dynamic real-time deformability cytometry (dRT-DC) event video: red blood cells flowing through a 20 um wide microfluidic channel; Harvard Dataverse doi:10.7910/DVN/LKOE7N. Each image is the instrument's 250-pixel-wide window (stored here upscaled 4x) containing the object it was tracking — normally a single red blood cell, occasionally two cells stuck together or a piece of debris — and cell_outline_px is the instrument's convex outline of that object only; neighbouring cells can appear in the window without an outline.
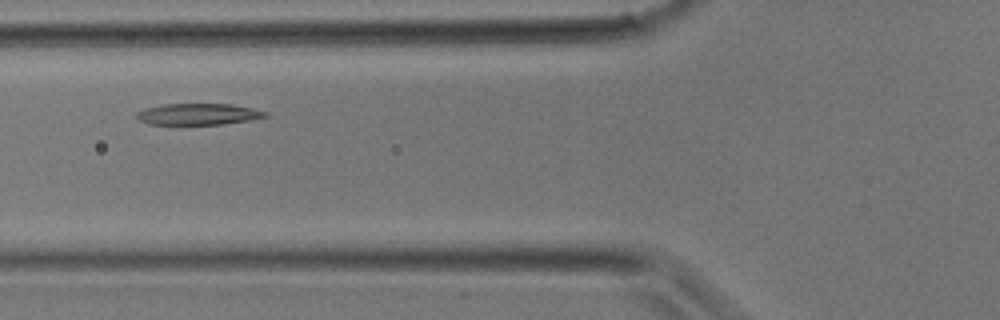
{"species": "common noctule bat (a hibernating species)", "species_latin": "Nyctalus noctula", "temperature_condition": "room temperature", "stored_images_in_passage": 5, "camera_frame_rate_fps": 3000, "um_per_image_px": 0.085, "animal": {"sex": "male", "body_mass_g": 17.9}, "frame": {"image": 1, "passage_image": 5, "time_ms": 1.333, "image_size_px": [1000, 320], "cell_outline_px": [[272, 116], [224, 124], [148, 124], [140, 120], [136, 116], [136, 112], [148, 108], [164, 104], [232, 104], [268, 112]], "centroid_in_image_um": [16.9, 9.7], "position_along_channel_um": 108.9, "area_um2": 15.9}}